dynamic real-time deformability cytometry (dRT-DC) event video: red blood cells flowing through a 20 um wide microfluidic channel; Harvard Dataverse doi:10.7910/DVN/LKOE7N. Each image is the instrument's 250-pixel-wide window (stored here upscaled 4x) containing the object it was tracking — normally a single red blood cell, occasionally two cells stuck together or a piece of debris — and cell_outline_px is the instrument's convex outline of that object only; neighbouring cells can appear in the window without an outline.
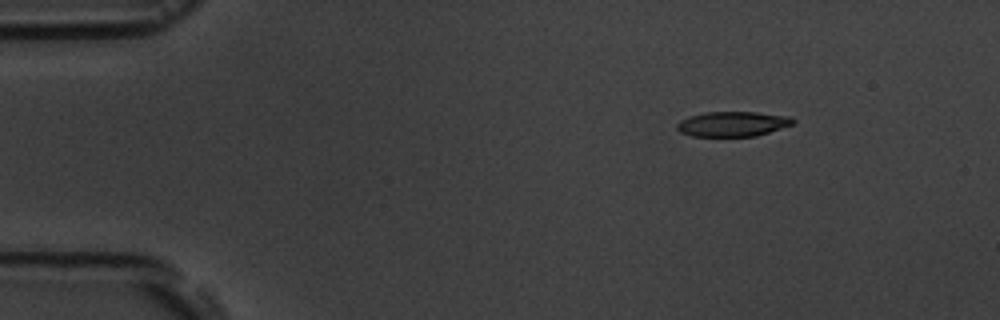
{"species": "common noctule bat (a hibernating species)", "species_latin": "Nyctalus noctula", "temperature_condition": "room temperature", "stored_images_in_passage": 4, "camera_frame_rate_fps": 3000, "um_per_image_px": 0.085, "animal": {"sex": "male", "body_mass_g": 19.5, "forearm_length_mm": 54.6}, "frame": {"image": 1, "passage_image": 1, "time_ms": 0.0, "image_size_px": [1000, 320], "cell_outline_px": [[796, 120], [792, 124], [756, 136], [692, 136], [680, 132], [676, 128], [676, 124], [680, 120], [688, 116], [704, 112], [756, 112], [792, 116]], "centroid_in_image_um": [62.25, 10.52], "position_along_channel_um": 22.7, "area_um2": 16.94}}